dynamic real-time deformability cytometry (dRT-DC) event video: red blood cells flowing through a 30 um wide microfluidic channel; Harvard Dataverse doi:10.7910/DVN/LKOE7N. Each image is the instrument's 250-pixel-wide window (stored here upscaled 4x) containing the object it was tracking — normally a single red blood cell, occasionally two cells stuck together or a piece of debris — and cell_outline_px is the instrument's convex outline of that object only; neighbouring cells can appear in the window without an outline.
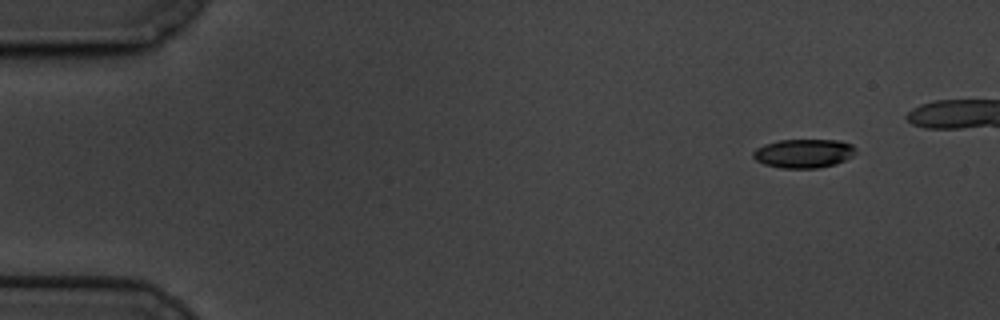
{"species": "common noctule bat (a hibernating species)", "species_latin": "Nyctalus noctula", "temperature_condition": "cold", "stored_images_in_passage": 49, "camera_frame_rate_fps": 3000, "um_per_image_px": 0.085, "animal": {"sex": "male", "body_mass_g": 19.5, "forearm_length_mm": 54.6}, "frame": {"image": 1, "passage_image": 1, "time_ms": 0.0, "image_size_px": [1000, 320], "cell_outline_px": [[856, 152], [852, 156], [836, 164], [820, 168], [784, 168], [764, 164], [756, 160], [752, 156], [752, 152], [756, 148], [764, 144], [780, 140], [840, 140], [852, 144], [856, 148]], "centroid_in_image_um": [68.32, 13.03], "position_along_channel_um": 16.7, "area_um2": 17.34}}
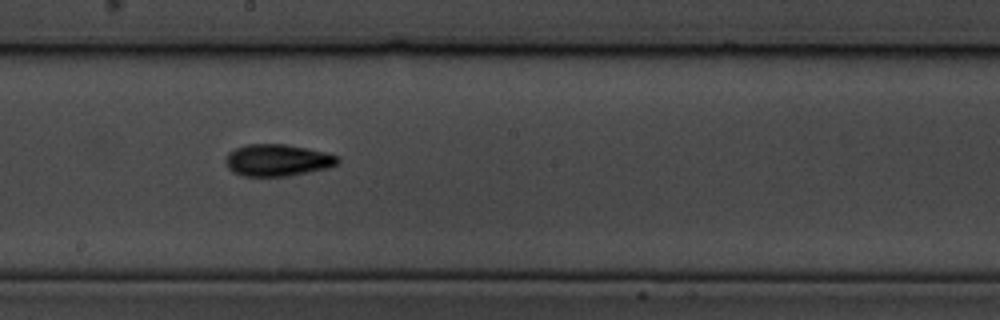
{"frame": {"image": 2, "passage_image": 29, "time_ms": 9.333, "image_size_px": [1000, 320], "cell_outline_px": [[340, 160], [336, 164], [328, 168], [288, 176], [244, 176], [232, 172], [228, 168], [224, 160], [228, 152], [236, 148], [248, 144], [284, 144], [308, 148], [340, 156]], "centroid_in_image_um": [23.57, 13.61], "position_along_channel_um": 224.6, "area_um2": 20.92}}
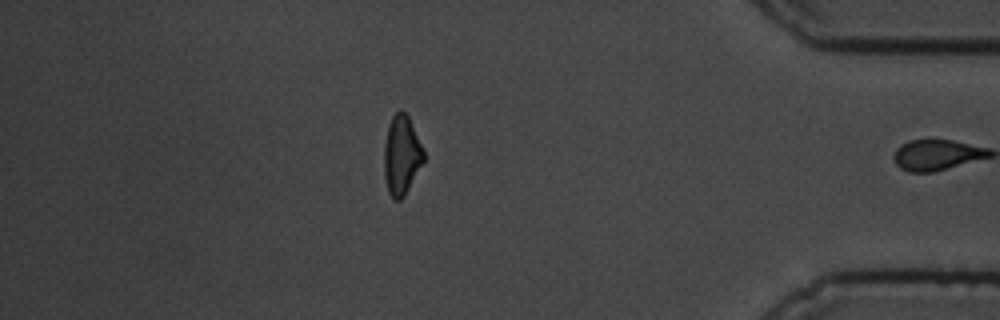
{"frame": {"image": 3, "passage_image": 48, "time_ms": 15.667, "image_size_px": [1000, 320], "cell_outline_px": [[424, 160], [404, 196], [400, 200], [396, 200], [388, 192], [384, 176], [384, 144], [388, 124], [392, 116], [400, 108], [408, 116], [424, 152]], "centroid_in_image_um": [34.11, 13.17], "position_along_channel_um": 401.1, "area_um2": 18.09}, "authors_computed_cell_mechanics": {"area_um2": 19.074, "velocity_mm_per_s": 3.3528, "shape_relaxation_time_tau1_ms": 3.0779, "shape_relaxation_time_tau2_ms": 7.4449, "deformation_change_tau1": 0.1385, "deformation_change_tau2": 0.1365}}